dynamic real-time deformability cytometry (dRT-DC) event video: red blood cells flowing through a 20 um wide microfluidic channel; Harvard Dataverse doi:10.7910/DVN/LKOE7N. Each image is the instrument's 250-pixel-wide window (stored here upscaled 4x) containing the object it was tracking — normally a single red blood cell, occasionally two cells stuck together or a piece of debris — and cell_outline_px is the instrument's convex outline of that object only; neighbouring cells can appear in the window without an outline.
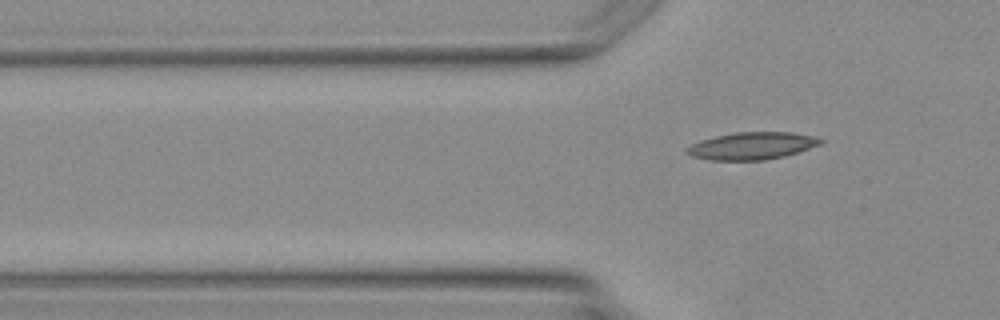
{"species": "Egyptian fruit bat (a non-hibernating species)", "species_latin": "Rousettus aegyptiacus", "temperature_condition": "warm", "stored_images_in_passage": 7, "segment_of_instrument_passage": [2, 2], "camera_frame_rate_fps": 3000, "um_per_image_px": 0.085, "animal": {"sex": "female"}, "frame": {"image": 1, "passage_image": 7, "time_ms": 7.0, "image_size_px": [1000, 320], "cell_outline_px": [[824, 140], [820, 144], [784, 156], [764, 160], [708, 160], [692, 156], [684, 152], [684, 148], [700, 140], [716, 136], [736, 132], [792, 132], [816, 136]], "centroid_in_image_um": [63.88, 12.39], "position_along_channel_um": 61.9, "area_um2": 21.27}}